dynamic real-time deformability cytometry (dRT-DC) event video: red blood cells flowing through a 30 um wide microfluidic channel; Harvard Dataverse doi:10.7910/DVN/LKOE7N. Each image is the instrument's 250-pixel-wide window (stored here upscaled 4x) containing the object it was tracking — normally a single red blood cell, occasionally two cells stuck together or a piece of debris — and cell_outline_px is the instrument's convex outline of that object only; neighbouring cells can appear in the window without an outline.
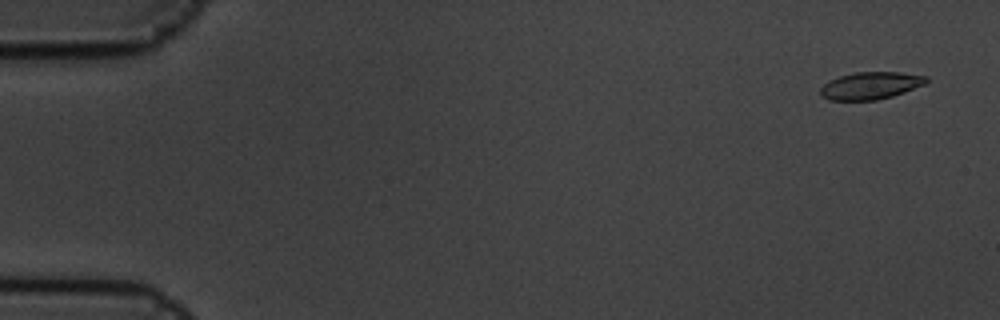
{"species": "common noctule bat (a hibernating species)", "species_latin": "Nyctalus noctula", "temperature_condition": "cold", "stored_images_in_passage": 10, "camera_frame_rate_fps": 3000, "um_per_image_px": 0.085, "animal": {"sex": "male", "body_mass_g": 19.5, "forearm_length_mm": 54.6}, "frame": {"image": 1, "passage_image": 1, "time_ms": 0.0, "image_size_px": [1000, 320], "cell_outline_px": [[928, 80], [924, 84], [904, 92], [892, 96], [876, 100], [828, 100], [820, 96], [820, 88], [828, 80], [840, 76], [856, 72], [900, 72], [928, 76]], "centroid_in_image_um": [73.97, 7.27], "position_along_channel_um": 11.0, "area_um2": 16.88}}
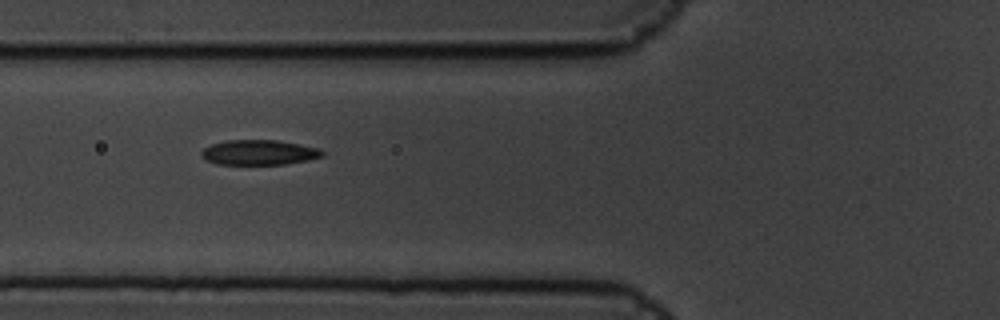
{"frame": {"image": 2, "passage_image": 6, "time_ms": 1.667, "image_size_px": [1000, 320], "cell_outline_px": [[324, 156], [308, 160], [284, 164], [216, 164], [208, 160], [200, 152], [204, 148], [212, 144], [224, 140], [276, 140], [300, 144], [316, 148], [324, 152]], "centroid_in_image_um": [22.02, 12.95], "position_along_channel_um": 103.8, "area_um2": 17.46}}
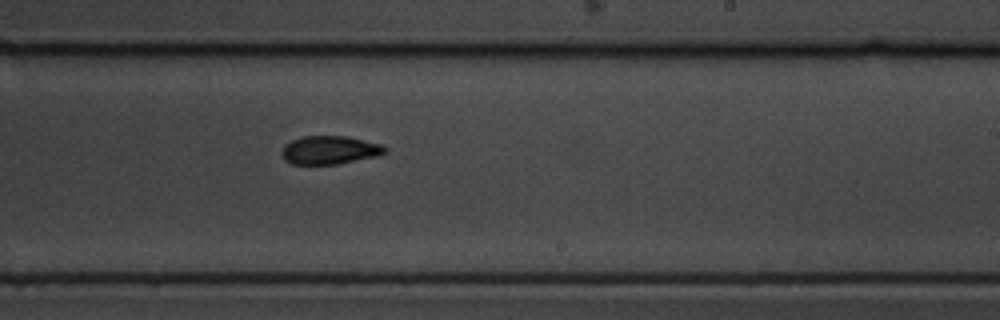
{"frame": {"image": 3, "passage_image": 10, "time_ms": 3.0, "image_size_px": [1000, 320], "cell_outline_px": [[388, 152], [376, 156], [336, 164], [292, 164], [284, 160], [280, 152], [284, 144], [300, 136], [348, 136], [384, 144], [388, 148]], "centroid_in_image_um": [28.03, 12.74], "position_along_channel_um": 261.0, "area_um2": 17.34}}